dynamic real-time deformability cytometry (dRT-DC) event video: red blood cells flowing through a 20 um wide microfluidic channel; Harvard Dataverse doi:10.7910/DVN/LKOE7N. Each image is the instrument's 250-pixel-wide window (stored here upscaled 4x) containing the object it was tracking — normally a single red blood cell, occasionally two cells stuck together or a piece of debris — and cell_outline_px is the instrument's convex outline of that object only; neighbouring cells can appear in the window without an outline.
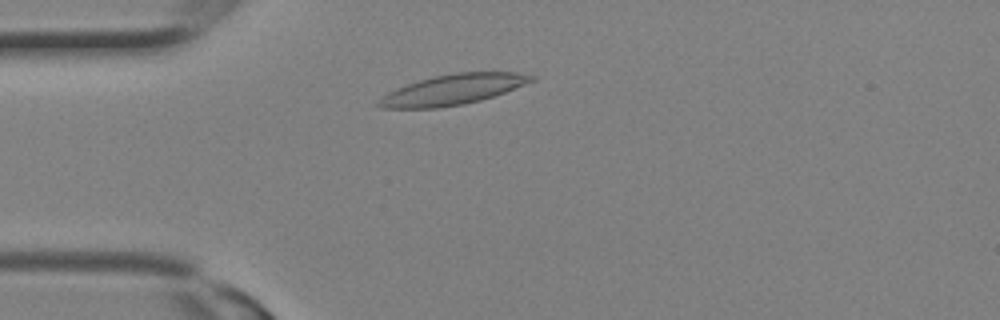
{"species": "Egyptian fruit bat (a non-hibernating species)", "species_latin": "Rousettus aegyptiacus", "temperature_condition": "room temperature", "stored_images_in_passage": 5, "camera_frame_rate_fps": 3000, "um_per_image_px": 0.085, "animal": {"sex": "female"}, "frame": {"image": 1, "passage_image": 4, "time_ms": 1.0, "image_size_px": [1000, 320], "cell_outline_px": [[536, 80], [504, 92], [480, 100], [464, 104], [440, 108], [380, 108], [376, 104], [388, 92], [396, 88], [432, 76], [456, 72], [516, 72], [536, 76]], "centroid_in_image_um": [38.51, 7.61], "position_along_channel_um": 46.5, "area_um2": 26.82}}